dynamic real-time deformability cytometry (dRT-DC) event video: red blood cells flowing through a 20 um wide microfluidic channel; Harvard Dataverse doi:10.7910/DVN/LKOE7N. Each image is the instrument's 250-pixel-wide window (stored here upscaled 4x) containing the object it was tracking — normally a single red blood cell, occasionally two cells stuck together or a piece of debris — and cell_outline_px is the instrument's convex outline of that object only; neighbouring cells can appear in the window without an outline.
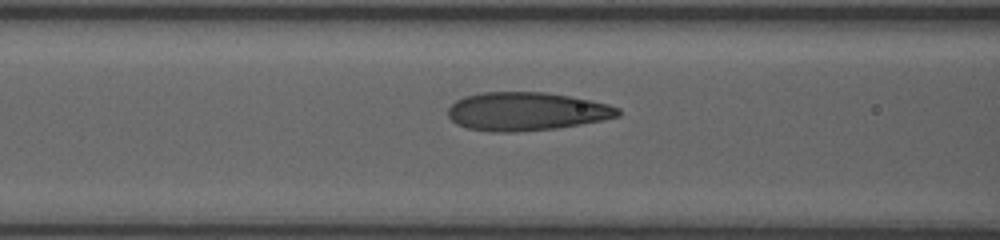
{"species": "human", "species_latin": "Homo sapiens", "temperature_condition": "room temperature", "stored_images_in_passage": 35, "camera_frame_rate_fps": 3000, "um_per_image_px": 0.085, "donor": {"sex": "female"}, "frame": {"image": 1, "passage_image": 20, "time_ms": 6.333, "image_size_px": [1000, 240], "cell_outline_px": [[620, 116], [580, 124], [556, 128], [516, 132], [488, 132], [468, 128], [456, 124], [448, 116], [448, 108], [456, 100], [464, 96], [480, 92], [544, 92], [568, 96], [608, 104], [620, 108]], "centroid_in_image_um": [44.7, 9.47], "position_along_channel_um": 121.9, "area_um2": 37.97}}
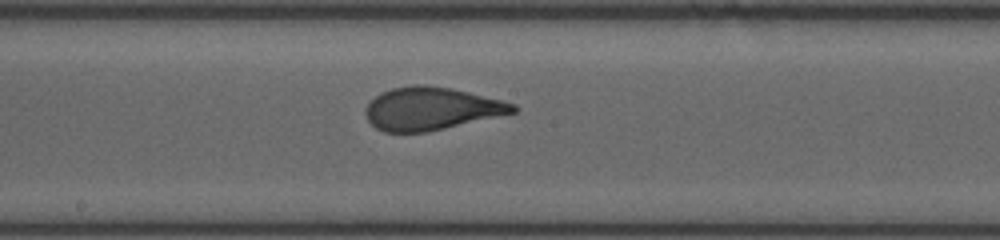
{"frame": {"image": 2, "passage_image": 27, "time_ms": 8.667, "image_size_px": [1000, 240], "cell_outline_px": [[520, 108], [516, 112], [428, 132], [384, 132], [376, 128], [368, 120], [364, 112], [368, 104], [380, 92], [392, 88], [412, 84], [424, 84], [452, 88], [516, 104]], "centroid_in_image_um": [36.65, 9.23], "position_along_channel_um": 211.6, "area_um2": 36.76}}
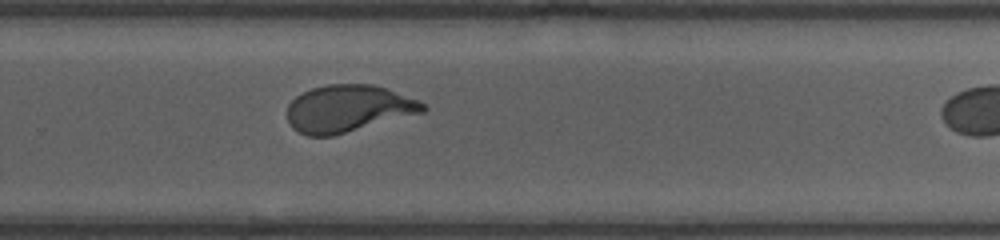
{"frame": {"image": 3, "passage_image": 34, "time_ms": 11.0, "image_size_px": [1000, 240], "cell_outline_px": [[428, 108], [424, 112], [332, 136], [308, 136], [292, 128], [288, 120], [288, 104], [296, 96], [312, 88], [328, 84], [372, 84], [388, 88], [420, 100]], "centroid_in_image_um": [29.62, 9.22], "position_along_channel_um": 300.2, "area_um2": 37.28}}